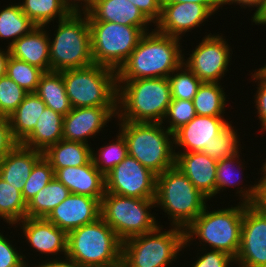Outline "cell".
Here are the masks:
<instances>
[{"label": "cell", "instance_id": "1", "mask_svg": "<svg viewBox=\"0 0 266 267\" xmlns=\"http://www.w3.org/2000/svg\"><path fill=\"white\" fill-rule=\"evenodd\" d=\"M152 30L142 36L117 71V81L168 78L183 64L185 56L182 54L181 39L159 33L155 28Z\"/></svg>", "mask_w": 266, "mask_h": 267}, {"label": "cell", "instance_id": "2", "mask_svg": "<svg viewBox=\"0 0 266 267\" xmlns=\"http://www.w3.org/2000/svg\"><path fill=\"white\" fill-rule=\"evenodd\" d=\"M117 116L121 121L163 123L171 102L168 78L117 81Z\"/></svg>", "mask_w": 266, "mask_h": 267}, {"label": "cell", "instance_id": "3", "mask_svg": "<svg viewBox=\"0 0 266 267\" xmlns=\"http://www.w3.org/2000/svg\"><path fill=\"white\" fill-rule=\"evenodd\" d=\"M118 121L129 156L156 175L175 166L174 135L163 123Z\"/></svg>", "mask_w": 266, "mask_h": 267}, {"label": "cell", "instance_id": "4", "mask_svg": "<svg viewBox=\"0 0 266 267\" xmlns=\"http://www.w3.org/2000/svg\"><path fill=\"white\" fill-rule=\"evenodd\" d=\"M122 241L100 217L68 233L67 257L82 267H118Z\"/></svg>", "mask_w": 266, "mask_h": 267}, {"label": "cell", "instance_id": "5", "mask_svg": "<svg viewBox=\"0 0 266 267\" xmlns=\"http://www.w3.org/2000/svg\"><path fill=\"white\" fill-rule=\"evenodd\" d=\"M207 207L185 229L184 246H190L191 240L198 238L200 245L203 242L202 249L209 245L236 258L241 243L244 203L240 201L237 206L215 211H209Z\"/></svg>", "mask_w": 266, "mask_h": 267}, {"label": "cell", "instance_id": "6", "mask_svg": "<svg viewBox=\"0 0 266 267\" xmlns=\"http://www.w3.org/2000/svg\"><path fill=\"white\" fill-rule=\"evenodd\" d=\"M154 200L171 219V226L185 230L205 209L208 198L173 166L157 175Z\"/></svg>", "mask_w": 266, "mask_h": 267}, {"label": "cell", "instance_id": "7", "mask_svg": "<svg viewBox=\"0 0 266 267\" xmlns=\"http://www.w3.org/2000/svg\"><path fill=\"white\" fill-rule=\"evenodd\" d=\"M57 23L55 37L52 41L49 38L51 71L61 72L94 64L87 13L72 12Z\"/></svg>", "mask_w": 266, "mask_h": 267}, {"label": "cell", "instance_id": "8", "mask_svg": "<svg viewBox=\"0 0 266 267\" xmlns=\"http://www.w3.org/2000/svg\"><path fill=\"white\" fill-rule=\"evenodd\" d=\"M162 226V227H160ZM159 225L155 230L131 237L122 243L123 267H168L178 258L185 243V230L173 227L168 231Z\"/></svg>", "mask_w": 266, "mask_h": 267}, {"label": "cell", "instance_id": "9", "mask_svg": "<svg viewBox=\"0 0 266 267\" xmlns=\"http://www.w3.org/2000/svg\"><path fill=\"white\" fill-rule=\"evenodd\" d=\"M66 94L72 108L117 106V72L92 64L63 71Z\"/></svg>", "mask_w": 266, "mask_h": 267}, {"label": "cell", "instance_id": "10", "mask_svg": "<svg viewBox=\"0 0 266 267\" xmlns=\"http://www.w3.org/2000/svg\"><path fill=\"white\" fill-rule=\"evenodd\" d=\"M154 207H157L154 199L125 197L105 192L101 199L100 217L124 242L131 237L151 232L159 226L156 216L150 213Z\"/></svg>", "mask_w": 266, "mask_h": 267}, {"label": "cell", "instance_id": "11", "mask_svg": "<svg viewBox=\"0 0 266 267\" xmlns=\"http://www.w3.org/2000/svg\"><path fill=\"white\" fill-rule=\"evenodd\" d=\"M94 64L118 71L138 45L145 32L135 26L89 21Z\"/></svg>", "mask_w": 266, "mask_h": 267}, {"label": "cell", "instance_id": "12", "mask_svg": "<svg viewBox=\"0 0 266 267\" xmlns=\"http://www.w3.org/2000/svg\"><path fill=\"white\" fill-rule=\"evenodd\" d=\"M222 34L209 33L183 64L202 82L220 83L228 70L232 49Z\"/></svg>", "mask_w": 266, "mask_h": 267}, {"label": "cell", "instance_id": "13", "mask_svg": "<svg viewBox=\"0 0 266 267\" xmlns=\"http://www.w3.org/2000/svg\"><path fill=\"white\" fill-rule=\"evenodd\" d=\"M157 175L127 155L105 175V190L125 197L155 199Z\"/></svg>", "mask_w": 266, "mask_h": 267}, {"label": "cell", "instance_id": "14", "mask_svg": "<svg viewBox=\"0 0 266 267\" xmlns=\"http://www.w3.org/2000/svg\"><path fill=\"white\" fill-rule=\"evenodd\" d=\"M235 264L266 267V213L256 204L244 203L241 243Z\"/></svg>", "mask_w": 266, "mask_h": 267}, {"label": "cell", "instance_id": "15", "mask_svg": "<svg viewBox=\"0 0 266 267\" xmlns=\"http://www.w3.org/2000/svg\"><path fill=\"white\" fill-rule=\"evenodd\" d=\"M117 116V106L72 108L63 119V140L88 144L87 138L100 133Z\"/></svg>", "mask_w": 266, "mask_h": 267}, {"label": "cell", "instance_id": "16", "mask_svg": "<svg viewBox=\"0 0 266 267\" xmlns=\"http://www.w3.org/2000/svg\"><path fill=\"white\" fill-rule=\"evenodd\" d=\"M212 15L205 5L198 3H162L161 17L154 27L159 33L181 39Z\"/></svg>", "mask_w": 266, "mask_h": 267}, {"label": "cell", "instance_id": "17", "mask_svg": "<svg viewBox=\"0 0 266 267\" xmlns=\"http://www.w3.org/2000/svg\"><path fill=\"white\" fill-rule=\"evenodd\" d=\"M230 124L231 122L224 119V116L196 115L189 123L173 133L174 150L179 146L185 149L177 153L204 152L213 138H217Z\"/></svg>", "mask_w": 266, "mask_h": 267}, {"label": "cell", "instance_id": "18", "mask_svg": "<svg viewBox=\"0 0 266 267\" xmlns=\"http://www.w3.org/2000/svg\"><path fill=\"white\" fill-rule=\"evenodd\" d=\"M101 199L71 193L46 219L67 234L100 218Z\"/></svg>", "mask_w": 266, "mask_h": 267}, {"label": "cell", "instance_id": "19", "mask_svg": "<svg viewBox=\"0 0 266 267\" xmlns=\"http://www.w3.org/2000/svg\"><path fill=\"white\" fill-rule=\"evenodd\" d=\"M17 225H21L24 238L37 252L46 256L57 255L60 252L64 257L67 255L68 234L46 218L25 217Z\"/></svg>", "mask_w": 266, "mask_h": 267}, {"label": "cell", "instance_id": "20", "mask_svg": "<svg viewBox=\"0 0 266 267\" xmlns=\"http://www.w3.org/2000/svg\"><path fill=\"white\" fill-rule=\"evenodd\" d=\"M175 166L209 200L216 195L217 160L204 152L175 153Z\"/></svg>", "mask_w": 266, "mask_h": 267}, {"label": "cell", "instance_id": "21", "mask_svg": "<svg viewBox=\"0 0 266 267\" xmlns=\"http://www.w3.org/2000/svg\"><path fill=\"white\" fill-rule=\"evenodd\" d=\"M55 178L66 186L70 193L102 199L105 195V176L91 160L79 167L54 169Z\"/></svg>", "mask_w": 266, "mask_h": 267}, {"label": "cell", "instance_id": "22", "mask_svg": "<svg viewBox=\"0 0 266 267\" xmlns=\"http://www.w3.org/2000/svg\"><path fill=\"white\" fill-rule=\"evenodd\" d=\"M88 21L113 22L126 26L141 28L149 32L151 22L143 13L127 0H96L95 4L86 12Z\"/></svg>", "mask_w": 266, "mask_h": 267}, {"label": "cell", "instance_id": "23", "mask_svg": "<svg viewBox=\"0 0 266 267\" xmlns=\"http://www.w3.org/2000/svg\"><path fill=\"white\" fill-rule=\"evenodd\" d=\"M42 157L43 152L18 143L0 160V177L11 186H19L22 192L34 165Z\"/></svg>", "mask_w": 266, "mask_h": 267}, {"label": "cell", "instance_id": "24", "mask_svg": "<svg viewBox=\"0 0 266 267\" xmlns=\"http://www.w3.org/2000/svg\"><path fill=\"white\" fill-rule=\"evenodd\" d=\"M49 35L45 27H34L9 47L10 56L37 66L44 72L51 71Z\"/></svg>", "mask_w": 266, "mask_h": 267}, {"label": "cell", "instance_id": "25", "mask_svg": "<svg viewBox=\"0 0 266 267\" xmlns=\"http://www.w3.org/2000/svg\"><path fill=\"white\" fill-rule=\"evenodd\" d=\"M46 104L35 93H27L16 110L8 117L11 133L17 143H22L34 130Z\"/></svg>", "mask_w": 266, "mask_h": 267}, {"label": "cell", "instance_id": "26", "mask_svg": "<svg viewBox=\"0 0 266 267\" xmlns=\"http://www.w3.org/2000/svg\"><path fill=\"white\" fill-rule=\"evenodd\" d=\"M63 119L62 114L46 107L33 132L21 144L44 152L49 146L63 139Z\"/></svg>", "mask_w": 266, "mask_h": 267}, {"label": "cell", "instance_id": "27", "mask_svg": "<svg viewBox=\"0 0 266 267\" xmlns=\"http://www.w3.org/2000/svg\"><path fill=\"white\" fill-rule=\"evenodd\" d=\"M92 148L89 144L60 140L49 146L43 157L50 163L53 169L64 167H79L88 164L92 160Z\"/></svg>", "mask_w": 266, "mask_h": 267}, {"label": "cell", "instance_id": "28", "mask_svg": "<svg viewBox=\"0 0 266 267\" xmlns=\"http://www.w3.org/2000/svg\"><path fill=\"white\" fill-rule=\"evenodd\" d=\"M48 108L65 116L72 110L63 80V71L44 72L35 92Z\"/></svg>", "mask_w": 266, "mask_h": 267}, {"label": "cell", "instance_id": "29", "mask_svg": "<svg viewBox=\"0 0 266 267\" xmlns=\"http://www.w3.org/2000/svg\"><path fill=\"white\" fill-rule=\"evenodd\" d=\"M70 194V190L54 178L27 203L26 217L46 218Z\"/></svg>", "mask_w": 266, "mask_h": 267}, {"label": "cell", "instance_id": "30", "mask_svg": "<svg viewBox=\"0 0 266 267\" xmlns=\"http://www.w3.org/2000/svg\"><path fill=\"white\" fill-rule=\"evenodd\" d=\"M18 4L22 12L38 27H45L51 21L54 23L57 17L58 21L65 19L72 13L63 0H23Z\"/></svg>", "mask_w": 266, "mask_h": 267}, {"label": "cell", "instance_id": "31", "mask_svg": "<svg viewBox=\"0 0 266 267\" xmlns=\"http://www.w3.org/2000/svg\"><path fill=\"white\" fill-rule=\"evenodd\" d=\"M225 93L220 83L202 82L192 99L196 115L224 116L228 101Z\"/></svg>", "mask_w": 266, "mask_h": 267}, {"label": "cell", "instance_id": "32", "mask_svg": "<svg viewBox=\"0 0 266 267\" xmlns=\"http://www.w3.org/2000/svg\"><path fill=\"white\" fill-rule=\"evenodd\" d=\"M34 27L32 21L24 14L18 3L0 11V38L12 39L6 48H9L16 40L28 34Z\"/></svg>", "mask_w": 266, "mask_h": 267}, {"label": "cell", "instance_id": "33", "mask_svg": "<svg viewBox=\"0 0 266 267\" xmlns=\"http://www.w3.org/2000/svg\"><path fill=\"white\" fill-rule=\"evenodd\" d=\"M26 209L19 186H11L0 177V218L13 226L26 217Z\"/></svg>", "mask_w": 266, "mask_h": 267}, {"label": "cell", "instance_id": "34", "mask_svg": "<svg viewBox=\"0 0 266 267\" xmlns=\"http://www.w3.org/2000/svg\"><path fill=\"white\" fill-rule=\"evenodd\" d=\"M115 142L100 147L98 153L92 149V161L95 167L105 176L116 165L120 164L128 155L127 143L124 136L119 132ZM98 154V155H97Z\"/></svg>", "mask_w": 266, "mask_h": 267}, {"label": "cell", "instance_id": "35", "mask_svg": "<svg viewBox=\"0 0 266 267\" xmlns=\"http://www.w3.org/2000/svg\"><path fill=\"white\" fill-rule=\"evenodd\" d=\"M43 73L39 67L9 56L6 75L28 93L36 92Z\"/></svg>", "mask_w": 266, "mask_h": 267}, {"label": "cell", "instance_id": "36", "mask_svg": "<svg viewBox=\"0 0 266 267\" xmlns=\"http://www.w3.org/2000/svg\"><path fill=\"white\" fill-rule=\"evenodd\" d=\"M168 81L171 98L182 100H192L202 83L184 64L168 76Z\"/></svg>", "mask_w": 266, "mask_h": 267}, {"label": "cell", "instance_id": "37", "mask_svg": "<svg viewBox=\"0 0 266 267\" xmlns=\"http://www.w3.org/2000/svg\"><path fill=\"white\" fill-rule=\"evenodd\" d=\"M239 136L240 135H237V130L234 129V126L230 124L217 136V138H213V141L204 153L217 161L231 157L241 152L239 151V149H241ZM239 146L240 148H238Z\"/></svg>", "mask_w": 266, "mask_h": 267}, {"label": "cell", "instance_id": "38", "mask_svg": "<svg viewBox=\"0 0 266 267\" xmlns=\"http://www.w3.org/2000/svg\"><path fill=\"white\" fill-rule=\"evenodd\" d=\"M54 178V169L50 163L44 157H42L34 165L22 191V196L26 204L31 201L34 196Z\"/></svg>", "mask_w": 266, "mask_h": 267}, {"label": "cell", "instance_id": "39", "mask_svg": "<svg viewBox=\"0 0 266 267\" xmlns=\"http://www.w3.org/2000/svg\"><path fill=\"white\" fill-rule=\"evenodd\" d=\"M27 93L7 75L0 77V118H8Z\"/></svg>", "mask_w": 266, "mask_h": 267}, {"label": "cell", "instance_id": "40", "mask_svg": "<svg viewBox=\"0 0 266 267\" xmlns=\"http://www.w3.org/2000/svg\"><path fill=\"white\" fill-rule=\"evenodd\" d=\"M196 116L195 107L192 100L171 99L167 113L164 117L169 124L167 129L174 133L181 126L189 123Z\"/></svg>", "mask_w": 266, "mask_h": 267}, {"label": "cell", "instance_id": "41", "mask_svg": "<svg viewBox=\"0 0 266 267\" xmlns=\"http://www.w3.org/2000/svg\"><path fill=\"white\" fill-rule=\"evenodd\" d=\"M239 157H240V153H237L231 157L224 158V159L219 160L217 162L216 194L220 193L221 190L223 192V190H225L226 188H228L230 186H235V187H236V185L239 186L240 183L242 182L241 180H239L240 182L237 181L238 179H240L241 176L238 179L236 178V176L234 177V175L239 173V171L242 172V170H240V168L244 170L243 163L241 162L242 160L240 159V161H239ZM235 165H236V167L238 166L237 168H239V171L237 173L234 172ZM238 176H239V174H238ZM234 178H235V180H234Z\"/></svg>", "mask_w": 266, "mask_h": 267}, {"label": "cell", "instance_id": "42", "mask_svg": "<svg viewBox=\"0 0 266 267\" xmlns=\"http://www.w3.org/2000/svg\"><path fill=\"white\" fill-rule=\"evenodd\" d=\"M11 242L0 232V267H28V262L24 260L26 256L18 252Z\"/></svg>", "mask_w": 266, "mask_h": 267}, {"label": "cell", "instance_id": "43", "mask_svg": "<svg viewBox=\"0 0 266 267\" xmlns=\"http://www.w3.org/2000/svg\"><path fill=\"white\" fill-rule=\"evenodd\" d=\"M252 81L257 82L258 86L255 94V107L258 113V119L261 123V129L266 131V72L260 67L257 71L251 73ZM254 79V80H253Z\"/></svg>", "mask_w": 266, "mask_h": 267}, {"label": "cell", "instance_id": "44", "mask_svg": "<svg viewBox=\"0 0 266 267\" xmlns=\"http://www.w3.org/2000/svg\"><path fill=\"white\" fill-rule=\"evenodd\" d=\"M235 190H237L236 194L239 193L238 196H241L239 199L243 203L256 204L266 213V183H256L245 188L237 187Z\"/></svg>", "mask_w": 266, "mask_h": 267}, {"label": "cell", "instance_id": "45", "mask_svg": "<svg viewBox=\"0 0 266 267\" xmlns=\"http://www.w3.org/2000/svg\"><path fill=\"white\" fill-rule=\"evenodd\" d=\"M204 249V255L197 257L192 267H230L235 264V258L222 251L210 249V252H207L208 249Z\"/></svg>", "mask_w": 266, "mask_h": 267}, {"label": "cell", "instance_id": "46", "mask_svg": "<svg viewBox=\"0 0 266 267\" xmlns=\"http://www.w3.org/2000/svg\"><path fill=\"white\" fill-rule=\"evenodd\" d=\"M133 3L143 15L152 23L156 24L162 12V0H127Z\"/></svg>", "mask_w": 266, "mask_h": 267}, {"label": "cell", "instance_id": "47", "mask_svg": "<svg viewBox=\"0 0 266 267\" xmlns=\"http://www.w3.org/2000/svg\"><path fill=\"white\" fill-rule=\"evenodd\" d=\"M17 144L12 136L8 118H0V160Z\"/></svg>", "mask_w": 266, "mask_h": 267}, {"label": "cell", "instance_id": "48", "mask_svg": "<svg viewBox=\"0 0 266 267\" xmlns=\"http://www.w3.org/2000/svg\"><path fill=\"white\" fill-rule=\"evenodd\" d=\"M198 3L205 5L213 14L217 13V10L223 7L221 0H162V3ZM222 5V6H221Z\"/></svg>", "mask_w": 266, "mask_h": 267}, {"label": "cell", "instance_id": "49", "mask_svg": "<svg viewBox=\"0 0 266 267\" xmlns=\"http://www.w3.org/2000/svg\"><path fill=\"white\" fill-rule=\"evenodd\" d=\"M63 1L67 6V8L74 13H79V12L86 13L96 2V0H63Z\"/></svg>", "mask_w": 266, "mask_h": 267}, {"label": "cell", "instance_id": "50", "mask_svg": "<svg viewBox=\"0 0 266 267\" xmlns=\"http://www.w3.org/2000/svg\"><path fill=\"white\" fill-rule=\"evenodd\" d=\"M60 259V260H59ZM45 260L43 261V263H39V265L34 266V267H82L81 265H79L77 262H75L73 259L68 258L67 256H65V259L63 258L61 260V258L58 257L53 259V260ZM45 263V264H44Z\"/></svg>", "mask_w": 266, "mask_h": 267}, {"label": "cell", "instance_id": "51", "mask_svg": "<svg viewBox=\"0 0 266 267\" xmlns=\"http://www.w3.org/2000/svg\"><path fill=\"white\" fill-rule=\"evenodd\" d=\"M251 16V21L256 25H266V0H261L260 4L256 8L254 14Z\"/></svg>", "mask_w": 266, "mask_h": 267}, {"label": "cell", "instance_id": "52", "mask_svg": "<svg viewBox=\"0 0 266 267\" xmlns=\"http://www.w3.org/2000/svg\"><path fill=\"white\" fill-rule=\"evenodd\" d=\"M223 6L228 4V5H233L234 3L237 5H240V7L242 8H254V7H258V5L260 4L261 0H221Z\"/></svg>", "mask_w": 266, "mask_h": 267}, {"label": "cell", "instance_id": "53", "mask_svg": "<svg viewBox=\"0 0 266 267\" xmlns=\"http://www.w3.org/2000/svg\"><path fill=\"white\" fill-rule=\"evenodd\" d=\"M1 48V47H0ZM10 56L9 48L7 50L0 49V77L6 75L7 62Z\"/></svg>", "mask_w": 266, "mask_h": 267}, {"label": "cell", "instance_id": "54", "mask_svg": "<svg viewBox=\"0 0 266 267\" xmlns=\"http://www.w3.org/2000/svg\"><path fill=\"white\" fill-rule=\"evenodd\" d=\"M261 174L263 176L260 178L258 183H266V161H265V163H263V165L261 167Z\"/></svg>", "mask_w": 266, "mask_h": 267}, {"label": "cell", "instance_id": "55", "mask_svg": "<svg viewBox=\"0 0 266 267\" xmlns=\"http://www.w3.org/2000/svg\"><path fill=\"white\" fill-rule=\"evenodd\" d=\"M261 68L266 72V64Z\"/></svg>", "mask_w": 266, "mask_h": 267}]
</instances>
